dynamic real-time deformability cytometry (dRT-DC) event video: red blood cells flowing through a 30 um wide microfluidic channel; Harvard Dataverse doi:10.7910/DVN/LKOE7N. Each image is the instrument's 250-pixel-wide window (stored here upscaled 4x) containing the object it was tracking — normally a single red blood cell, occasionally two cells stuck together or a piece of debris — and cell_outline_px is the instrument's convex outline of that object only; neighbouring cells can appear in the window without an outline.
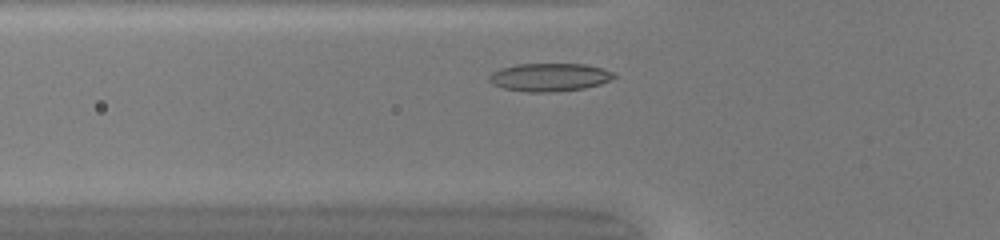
{"species": "common noctule bat (a hibernating species)", "species_latin": "Nyctalus noctula", "temperature_condition": "warm", "stored_images_in_passage": 30, "camera_frame_rate_fps": 3000, "um_per_image_px": 0.085, "animal": {"sex": "female", "body_mass_g": 20.0, "forearm_length_mm": 54.0}, "frame": {"image": 1, "passage_image": 5, "time_ms": 1.333, "image_size_px": [1000, 240], "cell_outline_px": [[616, 76], [612, 80], [600, 84], [584, 88], [556, 92], [528, 92], [504, 88], [492, 84], [488, 80], [488, 76], [492, 72], [500, 68], [516, 64], [584, 64], [616, 72]], "centroid_in_image_um": [46.71, 6.56], "position_along_channel_um": 79.1, "area_um2": 20.58}}
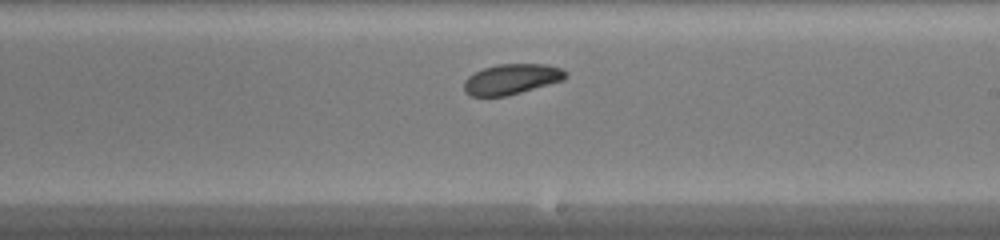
{"frame": {"image": 2, "passage_image": 17, "time_ms": 5.333, "image_size_px": [1000, 240], "cell_outline_px": [[568, 76], [564, 80], [520, 92], [504, 96], [472, 96], [464, 92], [464, 80], [468, 76], [484, 68], [500, 64], [544, 64], [560, 68], [568, 72]], "centroid_in_image_um": [43.49, 6.72], "position_along_channel_um": 245.5, "area_um2": 17.86}}
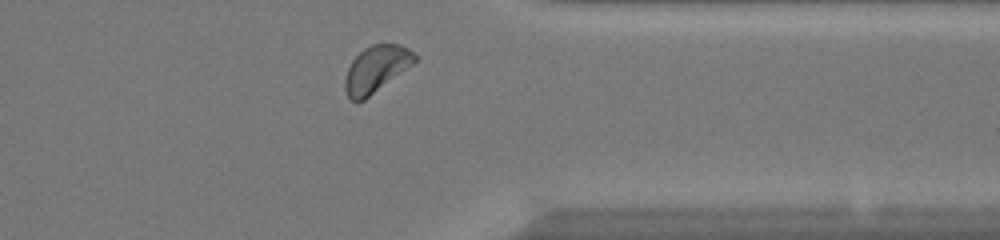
{"frame": {"image": 3, "passage_image": 27, "time_ms": 8.667, "image_size_px": [1000, 240], "cell_outline_px": [[420, 56], [412, 64], [364, 100], [356, 104], [348, 96], [344, 88], [344, 80], [348, 68], [352, 60], [364, 48], [372, 44], [400, 44], [408, 48]], "centroid_in_image_um": [31.96, 5.86], "position_along_channel_um": 379.4, "area_um2": 18.84}, "authors_computed_cell_mechanics": {"area_um2": 18.496, "velocity_mm_per_s": 4.1621, "shape_relaxation_time_tau1_ms": 3.3106, "shape_relaxation_time_tau2_ms": 5.7516, "deformation_change_tau1": 0.0898, "deformation_change_tau2": 0.0843}}